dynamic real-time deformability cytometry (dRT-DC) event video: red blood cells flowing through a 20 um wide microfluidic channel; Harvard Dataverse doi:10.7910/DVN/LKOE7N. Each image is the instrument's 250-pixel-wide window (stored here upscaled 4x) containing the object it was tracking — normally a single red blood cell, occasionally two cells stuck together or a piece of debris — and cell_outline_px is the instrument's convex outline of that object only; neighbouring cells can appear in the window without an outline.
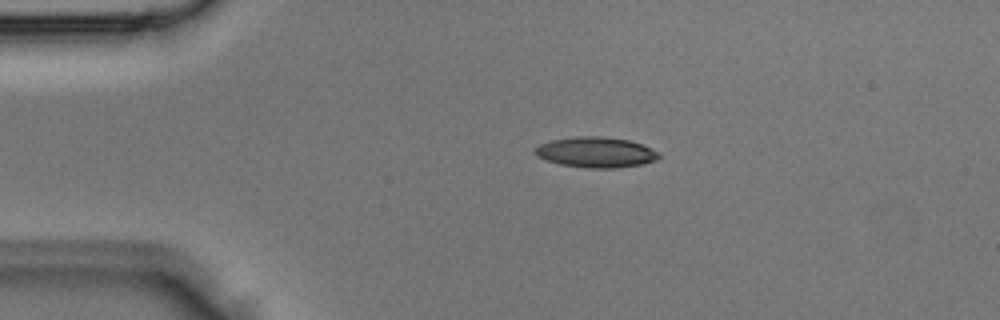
{"species": "Egyptian fruit bat (a non-hibernating species)", "species_latin": "Rousettus aegyptiacus", "temperature_condition": "room temperature", "stored_images_in_passage": 2, "camera_frame_rate_fps": 3000, "um_per_image_px": 0.085, "animal": {"sex": "male"}, "frame": {"image": 1, "passage_image": 1, "time_ms": 0.0, "image_size_px": [1000, 320], "cell_outline_px": [[660, 156], [656, 160], [644, 164], [616, 168], [588, 168], [560, 164], [544, 160], [536, 156], [536, 148], [540, 144], [552, 140], [580, 136], [600, 136], [628, 140], [652, 148], [660, 152]], "centroid_in_image_um": [50.68, 12.95], "position_along_channel_um": 34.3, "area_um2": 21.96}}